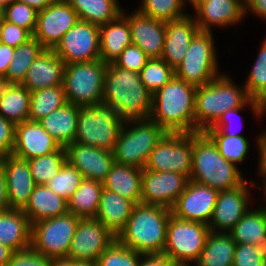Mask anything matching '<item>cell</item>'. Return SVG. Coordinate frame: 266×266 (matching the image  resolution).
Returning <instances> with one entry per match:
<instances>
[{
  "label": "cell",
  "instance_id": "6da1fadb",
  "mask_svg": "<svg viewBox=\"0 0 266 266\" xmlns=\"http://www.w3.org/2000/svg\"><path fill=\"white\" fill-rule=\"evenodd\" d=\"M152 95L139 73L108 63L102 102L113 106L124 121L150 118Z\"/></svg>",
  "mask_w": 266,
  "mask_h": 266
},
{
  "label": "cell",
  "instance_id": "7a4b0ae2",
  "mask_svg": "<svg viewBox=\"0 0 266 266\" xmlns=\"http://www.w3.org/2000/svg\"><path fill=\"white\" fill-rule=\"evenodd\" d=\"M196 88L174 75L152 95L150 118L167 133H195Z\"/></svg>",
  "mask_w": 266,
  "mask_h": 266
},
{
  "label": "cell",
  "instance_id": "3957f363",
  "mask_svg": "<svg viewBox=\"0 0 266 266\" xmlns=\"http://www.w3.org/2000/svg\"><path fill=\"white\" fill-rule=\"evenodd\" d=\"M171 214V209L166 207L136 204L116 239L143 255L163 254Z\"/></svg>",
  "mask_w": 266,
  "mask_h": 266
},
{
  "label": "cell",
  "instance_id": "277c9868",
  "mask_svg": "<svg viewBox=\"0 0 266 266\" xmlns=\"http://www.w3.org/2000/svg\"><path fill=\"white\" fill-rule=\"evenodd\" d=\"M218 191L235 189L246 180L238 167L227 161L205 132L192 133V172L190 179Z\"/></svg>",
  "mask_w": 266,
  "mask_h": 266
},
{
  "label": "cell",
  "instance_id": "5b68a950",
  "mask_svg": "<svg viewBox=\"0 0 266 266\" xmlns=\"http://www.w3.org/2000/svg\"><path fill=\"white\" fill-rule=\"evenodd\" d=\"M250 99L246 88H239L226 75H219L195 92V133L211 128L228 110L242 107Z\"/></svg>",
  "mask_w": 266,
  "mask_h": 266
},
{
  "label": "cell",
  "instance_id": "8992f818",
  "mask_svg": "<svg viewBox=\"0 0 266 266\" xmlns=\"http://www.w3.org/2000/svg\"><path fill=\"white\" fill-rule=\"evenodd\" d=\"M128 124L133 126L127 129ZM166 133L151 118L126 120L112 150L115 163L144 169L149 154Z\"/></svg>",
  "mask_w": 266,
  "mask_h": 266
},
{
  "label": "cell",
  "instance_id": "52a82bcc",
  "mask_svg": "<svg viewBox=\"0 0 266 266\" xmlns=\"http://www.w3.org/2000/svg\"><path fill=\"white\" fill-rule=\"evenodd\" d=\"M124 122L118 111L107 103L79 107L74 142L112 152Z\"/></svg>",
  "mask_w": 266,
  "mask_h": 266
},
{
  "label": "cell",
  "instance_id": "ba28073f",
  "mask_svg": "<svg viewBox=\"0 0 266 266\" xmlns=\"http://www.w3.org/2000/svg\"><path fill=\"white\" fill-rule=\"evenodd\" d=\"M107 65L101 59L65 65L63 87L67 102L79 107L102 102Z\"/></svg>",
  "mask_w": 266,
  "mask_h": 266
},
{
  "label": "cell",
  "instance_id": "9c48e42d",
  "mask_svg": "<svg viewBox=\"0 0 266 266\" xmlns=\"http://www.w3.org/2000/svg\"><path fill=\"white\" fill-rule=\"evenodd\" d=\"M217 62L212 32L199 31L174 69L175 76L195 87L203 86L220 75Z\"/></svg>",
  "mask_w": 266,
  "mask_h": 266
},
{
  "label": "cell",
  "instance_id": "30bf717a",
  "mask_svg": "<svg viewBox=\"0 0 266 266\" xmlns=\"http://www.w3.org/2000/svg\"><path fill=\"white\" fill-rule=\"evenodd\" d=\"M79 219L67 212L32 223L30 247L51 259L67 257Z\"/></svg>",
  "mask_w": 266,
  "mask_h": 266
},
{
  "label": "cell",
  "instance_id": "8fae6325",
  "mask_svg": "<svg viewBox=\"0 0 266 266\" xmlns=\"http://www.w3.org/2000/svg\"><path fill=\"white\" fill-rule=\"evenodd\" d=\"M210 232L208 225L187 221L171 214L163 255L173 261L196 262Z\"/></svg>",
  "mask_w": 266,
  "mask_h": 266
},
{
  "label": "cell",
  "instance_id": "7c38bea8",
  "mask_svg": "<svg viewBox=\"0 0 266 266\" xmlns=\"http://www.w3.org/2000/svg\"><path fill=\"white\" fill-rule=\"evenodd\" d=\"M144 169L176 172L190 179L192 133H166L149 154Z\"/></svg>",
  "mask_w": 266,
  "mask_h": 266
},
{
  "label": "cell",
  "instance_id": "4fadbf2b",
  "mask_svg": "<svg viewBox=\"0 0 266 266\" xmlns=\"http://www.w3.org/2000/svg\"><path fill=\"white\" fill-rule=\"evenodd\" d=\"M53 50L66 65L100 59L99 26L79 20Z\"/></svg>",
  "mask_w": 266,
  "mask_h": 266
},
{
  "label": "cell",
  "instance_id": "5bb4252c",
  "mask_svg": "<svg viewBox=\"0 0 266 266\" xmlns=\"http://www.w3.org/2000/svg\"><path fill=\"white\" fill-rule=\"evenodd\" d=\"M79 21L78 14L67 0H55L38 11L33 37L45 49H54L63 35Z\"/></svg>",
  "mask_w": 266,
  "mask_h": 266
},
{
  "label": "cell",
  "instance_id": "9a60e30c",
  "mask_svg": "<svg viewBox=\"0 0 266 266\" xmlns=\"http://www.w3.org/2000/svg\"><path fill=\"white\" fill-rule=\"evenodd\" d=\"M115 239L96 218H80L67 257L74 261L97 262Z\"/></svg>",
  "mask_w": 266,
  "mask_h": 266
},
{
  "label": "cell",
  "instance_id": "2e32d148",
  "mask_svg": "<svg viewBox=\"0 0 266 266\" xmlns=\"http://www.w3.org/2000/svg\"><path fill=\"white\" fill-rule=\"evenodd\" d=\"M188 181L180 173L142 169L141 203L172 209Z\"/></svg>",
  "mask_w": 266,
  "mask_h": 266
},
{
  "label": "cell",
  "instance_id": "e0dca14e",
  "mask_svg": "<svg viewBox=\"0 0 266 266\" xmlns=\"http://www.w3.org/2000/svg\"><path fill=\"white\" fill-rule=\"evenodd\" d=\"M219 191L189 180L171 209L176 218L209 225Z\"/></svg>",
  "mask_w": 266,
  "mask_h": 266
},
{
  "label": "cell",
  "instance_id": "ac0fdd59",
  "mask_svg": "<svg viewBox=\"0 0 266 266\" xmlns=\"http://www.w3.org/2000/svg\"><path fill=\"white\" fill-rule=\"evenodd\" d=\"M249 187L247 181L235 189L219 191L209 222L210 231L230 233L248 211ZM216 229V230H215Z\"/></svg>",
  "mask_w": 266,
  "mask_h": 266
},
{
  "label": "cell",
  "instance_id": "d6986e66",
  "mask_svg": "<svg viewBox=\"0 0 266 266\" xmlns=\"http://www.w3.org/2000/svg\"><path fill=\"white\" fill-rule=\"evenodd\" d=\"M67 161L78 169L85 179L104 182L115 164L111 151L72 142L66 147Z\"/></svg>",
  "mask_w": 266,
  "mask_h": 266
},
{
  "label": "cell",
  "instance_id": "ffe728a7",
  "mask_svg": "<svg viewBox=\"0 0 266 266\" xmlns=\"http://www.w3.org/2000/svg\"><path fill=\"white\" fill-rule=\"evenodd\" d=\"M8 193L9 209L23 210L36 186L27 160L10 154L0 159Z\"/></svg>",
  "mask_w": 266,
  "mask_h": 266
},
{
  "label": "cell",
  "instance_id": "44dd1931",
  "mask_svg": "<svg viewBox=\"0 0 266 266\" xmlns=\"http://www.w3.org/2000/svg\"><path fill=\"white\" fill-rule=\"evenodd\" d=\"M199 30L211 32V26L225 27L244 18V0H198L192 5Z\"/></svg>",
  "mask_w": 266,
  "mask_h": 266
},
{
  "label": "cell",
  "instance_id": "7402d4cb",
  "mask_svg": "<svg viewBox=\"0 0 266 266\" xmlns=\"http://www.w3.org/2000/svg\"><path fill=\"white\" fill-rule=\"evenodd\" d=\"M129 22L132 44L140 47L149 58H161L166 34V22L151 18L139 10L129 16L121 13Z\"/></svg>",
  "mask_w": 266,
  "mask_h": 266
},
{
  "label": "cell",
  "instance_id": "603a6c76",
  "mask_svg": "<svg viewBox=\"0 0 266 266\" xmlns=\"http://www.w3.org/2000/svg\"><path fill=\"white\" fill-rule=\"evenodd\" d=\"M60 147L38 122L28 120L15 125L12 154L18 158L29 160L50 154Z\"/></svg>",
  "mask_w": 266,
  "mask_h": 266
},
{
  "label": "cell",
  "instance_id": "cb8c5ba5",
  "mask_svg": "<svg viewBox=\"0 0 266 266\" xmlns=\"http://www.w3.org/2000/svg\"><path fill=\"white\" fill-rule=\"evenodd\" d=\"M195 18L189 16L166 22L161 58L175 69L184 59L189 44L199 32Z\"/></svg>",
  "mask_w": 266,
  "mask_h": 266
},
{
  "label": "cell",
  "instance_id": "d4e9b609",
  "mask_svg": "<svg viewBox=\"0 0 266 266\" xmlns=\"http://www.w3.org/2000/svg\"><path fill=\"white\" fill-rule=\"evenodd\" d=\"M65 65L53 49H45L29 67L22 85L30 92L63 85Z\"/></svg>",
  "mask_w": 266,
  "mask_h": 266
},
{
  "label": "cell",
  "instance_id": "484cf974",
  "mask_svg": "<svg viewBox=\"0 0 266 266\" xmlns=\"http://www.w3.org/2000/svg\"><path fill=\"white\" fill-rule=\"evenodd\" d=\"M135 206V203L116 192L103 188L95 218L117 237L125 228Z\"/></svg>",
  "mask_w": 266,
  "mask_h": 266
},
{
  "label": "cell",
  "instance_id": "4316f807",
  "mask_svg": "<svg viewBox=\"0 0 266 266\" xmlns=\"http://www.w3.org/2000/svg\"><path fill=\"white\" fill-rule=\"evenodd\" d=\"M0 243L13 252L31 246V223L22 210L0 212Z\"/></svg>",
  "mask_w": 266,
  "mask_h": 266
},
{
  "label": "cell",
  "instance_id": "83f0119b",
  "mask_svg": "<svg viewBox=\"0 0 266 266\" xmlns=\"http://www.w3.org/2000/svg\"><path fill=\"white\" fill-rule=\"evenodd\" d=\"M22 211L32 224L66 214L68 201L47 188L45 184L36 185Z\"/></svg>",
  "mask_w": 266,
  "mask_h": 266
},
{
  "label": "cell",
  "instance_id": "f1b7e54d",
  "mask_svg": "<svg viewBox=\"0 0 266 266\" xmlns=\"http://www.w3.org/2000/svg\"><path fill=\"white\" fill-rule=\"evenodd\" d=\"M79 106L66 103L54 110L38 123L58 142L62 147L74 142L77 133Z\"/></svg>",
  "mask_w": 266,
  "mask_h": 266
},
{
  "label": "cell",
  "instance_id": "f546056e",
  "mask_svg": "<svg viewBox=\"0 0 266 266\" xmlns=\"http://www.w3.org/2000/svg\"><path fill=\"white\" fill-rule=\"evenodd\" d=\"M100 59L112 63L132 44L128 20L120 14L115 20L100 25Z\"/></svg>",
  "mask_w": 266,
  "mask_h": 266
},
{
  "label": "cell",
  "instance_id": "4dcf8cb0",
  "mask_svg": "<svg viewBox=\"0 0 266 266\" xmlns=\"http://www.w3.org/2000/svg\"><path fill=\"white\" fill-rule=\"evenodd\" d=\"M142 169L115 163L103 187L116 192L135 204L141 203Z\"/></svg>",
  "mask_w": 266,
  "mask_h": 266
},
{
  "label": "cell",
  "instance_id": "1f68e13d",
  "mask_svg": "<svg viewBox=\"0 0 266 266\" xmlns=\"http://www.w3.org/2000/svg\"><path fill=\"white\" fill-rule=\"evenodd\" d=\"M30 91L22 84L4 83L0 90V115L14 125L29 120Z\"/></svg>",
  "mask_w": 266,
  "mask_h": 266
},
{
  "label": "cell",
  "instance_id": "d6a6232c",
  "mask_svg": "<svg viewBox=\"0 0 266 266\" xmlns=\"http://www.w3.org/2000/svg\"><path fill=\"white\" fill-rule=\"evenodd\" d=\"M236 242L230 233L210 231L195 266H232Z\"/></svg>",
  "mask_w": 266,
  "mask_h": 266
},
{
  "label": "cell",
  "instance_id": "836d02e7",
  "mask_svg": "<svg viewBox=\"0 0 266 266\" xmlns=\"http://www.w3.org/2000/svg\"><path fill=\"white\" fill-rule=\"evenodd\" d=\"M237 244H251L266 248V210H248L230 232Z\"/></svg>",
  "mask_w": 266,
  "mask_h": 266
},
{
  "label": "cell",
  "instance_id": "e575fe53",
  "mask_svg": "<svg viewBox=\"0 0 266 266\" xmlns=\"http://www.w3.org/2000/svg\"><path fill=\"white\" fill-rule=\"evenodd\" d=\"M103 188L102 182L84 178L68 200V212L79 218H95Z\"/></svg>",
  "mask_w": 266,
  "mask_h": 266
},
{
  "label": "cell",
  "instance_id": "d590c367",
  "mask_svg": "<svg viewBox=\"0 0 266 266\" xmlns=\"http://www.w3.org/2000/svg\"><path fill=\"white\" fill-rule=\"evenodd\" d=\"M78 14L79 20L103 25L115 20L122 9L117 0H67Z\"/></svg>",
  "mask_w": 266,
  "mask_h": 266
},
{
  "label": "cell",
  "instance_id": "8d00e7d4",
  "mask_svg": "<svg viewBox=\"0 0 266 266\" xmlns=\"http://www.w3.org/2000/svg\"><path fill=\"white\" fill-rule=\"evenodd\" d=\"M44 50L45 48L34 37L16 47L13 54L14 58L9 64L3 82L7 84H22L29 67Z\"/></svg>",
  "mask_w": 266,
  "mask_h": 266
},
{
  "label": "cell",
  "instance_id": "74e56055",
  "mask_svg": "<svg viewBox=\"0 0 266 266\" xmlns=\"http://www.w3.org/2000/svg\"><path fill=\"white\" fill-rule=\"evenodd\" d=\"M67 102L63 85L30 92L29 121L38 122Z\"/></svg>",
  "mask_w": 266,
  "mask_h": 266
},
{
  "label": "cell",
  "instance_id": "f35d334b",
  "mask_svg": "<svg viewBox=\"0 0 266 266\" xmlns=\"http://www.w3.org/2000/svg\"><path fill=\"white\" fill-rule=\"evenodd\" d=\"M67 161L65 147L43 156L27 160L30 172L36 185L46 184Z\"/></svg>",
  "mask_w": 266,
  "mask_h": 266
},
{
  "label": "cell",
  "instance_id": "ab89813d",
  "mask_svg": "<svg viewBox=\"0 0 266 266\" xmlns=\"http://www.w3.org/2000/svg\"><path fill=\"white\" fill-rule=\"evenodd\" d=\"M139 74L143 85L154 94L174 77L175 71L162 58H150Z\"/></svg>",
  "mask_w": 266,
  "mask_h": 266
},
{
  "label": "cell",
  "instance_id": "60d3db41",
  "mask_svg": "<svg viewBox=\"0 0 266 266\" xmlns=\"http://www.w3.org/2000/svg\"><path fill=\"white\" fill-rule=\"evenodd\" d=\"M83 179L82 173L66 161L59 172L51 177L45 186L68 201L79 188Z\"/></svg>",
  "mask_w": 266,
  "mask_h": 266
},
{
  "label": "cell",
  "instance_id": "b9f144b4",
  "mask_svg": "<svg viewBox=\"0 0 266 266\" xmlns=\"http://www.w3.org/2000/svg\"><path fill=\"white\" fill-rule=\"evenodd\" d=\"M184 4V0H142L138 10L151 18L168 22L187 15L182 9Z\"/></svg>",
  "mask_w": 266,
  "mask_h": 266
},
{
  "label": "cell",
  "instance_id": "7bdbcfd3",
  "mask_svg": "<svg viewBox=\"0 0 266 266\" xmlns=\"http://www.w3.org/2000/svg\"><path fill=\"white\" fill-rule=\"evenodd\" d=\"M143 254L115 239L99 256L97 266H138Z\"/></svg>",
  "mask_w": 266,
  "mask_h": 266
},
{
  "label": "cell",
  "instance_id": "ee69618b",
  "mask_svg": "<svg viewBox=\"0 0 266 266\" xmlns=\"http://www.w3.org/2000/svg\"><path fill=\"white\" fill-rule=\"evenodd\" d=\"M217 145L220 154L229 162L237 165L243 162L249 150V141L242 135H208Z\"/></svg>",
  "mask_w": 266,
  "mask_h": 266
},
{
  "label": "cell",
  "instance_id": "f6af8a7d",
  "mask_svg": "<svg viewBox=\"0 0 266 266\" xmlns=\"http://www.w3.org/2000/svg\"><path fill=\"white\" fill-rule=\"evenodd\" d=\"M38 11L19 1H14L2 10V18L5 21L27 29L32 35L37 25Z\"/></svg>",
  "mask_w": 266,
  "mask_h": 266
},
{
  "label": "cell",
  "instance_id": "bcb514c9",
  "mask_svg": "<svg viewBox=\"0 0 266 266\" xmlns=\"http://www.w3.org/2000/svg\"><path fill=\"white\" fill-rule=\"evenodd\" d=\"M244 85L251 99L256 100L266 91V37Z\"/></svg>",
  "mask_w": 266,
  "mask_h": 266
},
{
  "label": "cell",
  "instance_id": "7dc6e473",
  "mask_svg": "<svg viewBox=\"0 0 266 266\" xmlns=\"http://www.w3.org/2000/svg\"><path fill=\"white\" fill-rule=\"evenodd\" d=\"M232 266H266V248L236 243Z\"/></svg>",
  "mask_w": 266,
  "mask_h": 266
},
{
  "label": "cell",
  "instance_id": "c3c4849f",
  "mask_svg": "<svg viewBox=\"0 0 266 266\" xmlns=\"http://www.w3.org/2000/svg\"><path fill=\"white\" fill-rule=\"evenodd\" d=\"M149 59L140 47L131 44L112 63L117 67L140 73Z\"/></svg>",
  "mask_w": 266,
  "mask_h": 266
},
{
  "label": "cell",
  "instance_id": "681fc988",
  "mask_svg": "<svg viewBox=\"0 0 266 266\" xmlns=\"http://www.w3.org/2000/svg\"><path fill=\"white\" fill-rule=\"evenodd\" d=\"M249 104L251 105L250 107H251V109H253L254 114L258 115L257 101L255 99L250 98L242 107L231 109V110H228L225 113H223L219 117L217 122L211 128H208L205 131V133L207 135L239 136V134L237 132H234L231 129L233 126L232 127L230 126L232 124L231 122H229V120L231 119L230 116L233 117L235 115H238L237 113L242 111L243 109H245V107L249 106ZM230 129H231V131H230Z\"/></svg>",
  "mask_w": 266,
  "mask_h": 266
},
{
  "label": "cell",
  "instance_id": "f907efd6",
  "mask_svg": "<svg viewBox=\"0 0 266 266\" xmlns=\"http://www.w3.org/2000/svg\"><path fill=\"white\" fill-rule=\"evenodd\" d=\"M33 35L25 28L1 18L0 42L11 47H18L31 39Z\"/></svg>",
  "mask_w": 266,
  "mask_h": 266
},
{
  "label": "cell",
  "instance_id": "816d5d0a",
  "mask_svg": "<svg viewBox=\"0 0 266 266\" xmlns=\"http://www.w3.org/2000/svg\"><path fill=\"white\" fill-rule=\"evenodd\" d=\"M51 258L37 253L31 247L12 252L6 266H50Z\"/></svg>",
  "mask_w": 266,
  "mask_h": 266
},
{
  "label": "cell",
  "instance_id": "f5cc1de1",
  "mask_svg": "<svg viewBox=\"0 0 266 266\" xmlns=\"http://www.w3.org/2000/svg\"><path fill=\"white\" fill-rule=\"evenodd\" d=\"M15 125L0 115V159L13 153Z\"/></svg>",
  "mask_w": 266,
  "mask_h": 266
},
{
  "label": "cell",
  "instance_id": "db71d44e",
  "mask_svg": "<svg viewBox=\"0 0 266 266\" xmlns=\"http://www.w3.org/2000/svg\"><path fill=\"white\" fill-rule=\"evenodd\" d=\"M15 48L0 42V77L6 76L9 64L14 58Z\"/></svg>",
  "mask_w": 266,
  "mask_h": 266
},
{
  "label": "cell",
  "instance_id": "11a10c76",
  "mask_svg": "<svg viewBox=\"0 0 266 266\" xmlns=\"http://www.w3.org/2000/svg\"><path fill=\"white\" fill-rule=\"evenodd\" d=\"M138 266H171V259L163 254L142 255Z\"/></svg>",
  "mask_w": 266,
  "mask_h": 266
},
{
  "label": "cell",
  "instance_id": "9f6ffc18",
  "mask_svg": "<svg viewBox=\"0 0 266 266\" xmlns=\"http://www.w3.org/2000/svg\"><path fill=\"white\" fill-rule=\"evenodd\" d=\"M245 2V14L246 10L251 11L254 15L260 16L262 19H266V0H244Z\"/></svg>",
  "mask_w": 266,
  "mask_h": 266
},
{
  "label": "cell",
  "instance_id": "6f0895ef",
  "mask_svg": "<svg viewBox=\"0 0 266 266\" xmlns=\"http://www.w3.org/2000/svg\"><path fill=\"white\" fill-rule=\"evenodd\" d=\"M257 144L260 154L259 160V172L260 176H266V132H263L257 137Z\"/></svg>",
  "mask_w": 266,
  "mask_h": 266
},
{
  "label": "cell",
  "instance_id": "680465c9",
  "mask_svg": "<svg viewBox=\"0 0 266 266\" xmlns=\"http://www.w3.org/2000/svg\"><path fill=\"white\" fill-rule=\"evenodd\" d=\"M9 209L6 178L0 165V212Z\"/></svg>",
  "mask_w": 266,
  "mask_h": 266
},
{
  "label": "cell",
  "instance_id": "91938a15",
  "mask_svg": "<svg viewBox=\"0 0 266 266\" xmlns=\"http://www.w3.org/2000/svg\"><path fill=\"white\" fill-rule=\"evenodd\" d=\"M35 8L37 11L45 9L55 0H16Z\"/></svg>",
  "mask_w": 266,
  "mask_h": 266
},
{
  "label": "cell",
  "instance_id": "94428289",
  "mask_svg": "<svg viewBox=\"0 0 266 266\" xmlns=\"http://www.w3.org/2000/svg\"><path fill=\"white\" fill-rule=\"evenodd\" d=\"M12 250L0 243V266H6L12 254Z\"/></svg>",
  "mask_w": 266,
  "mask_h": 266
},
{
  "label": "cell",
  "instance_id": "6125c7cd",
  "mask_svg": "<svg viewBox=\"0 0 266 266\" xmlns=\"http://www.w3.org/2000/svg\"><path fill=\"white\" fill-rule=\"evenodd\" d=\"M50 266H73V260L68 257L52 258Z\"/></svg>",
  "mask_w": 266,
  "mask_h": 266
},
{
  "label": "cell",
  "instance_id": "be15d7a7",
  "mask_svg": "<svg viewBox=\"0 0 266 266\" xmlns=\"http://www.w3.org/2000/svg\"><path fill=\"white\" fill-rule=\"evenodd\" d=\"M257 109H258V117L264 115L266 111V91L259 96L257 99Z\"/></svg>",
  "mask_w": 266,
  "mask_h": 266
},
{
  "label": "cell",
  "instance_id": "e7e4bbea",
  "mask_svg": "<svg viewBox=\"0 0 266 266\" xmlns=\"http://www.w3.org/2000/svg\"><path fill=\"white\" fill-rule=\"evenodd\" d=\"M73 266H97V262L73 260Z\"/></svg>",
  "mask_w": 266,
  "mask_h": 266
},
{
  "label": "cell",
  "instance_id": "03108f58",
  "mask_svg": "<svg viewBox=\"0 0 266 266\" xmlns=\"http://www.w3.org/2000/svg\"><path fill=\"white\" fill-rule=\"evenodd\" d=\"M190 262H183V261H173L171 260V266H191Z\"/></svg>",
  "mask_w": 266,
  "mask_h": 266
},
{
  "label": "cell",
  "instance_id": "003e7915",
  "mask_svg": "<svg viewBox=\"0 0 266 266\" xmlns=\"http://www.w3.org/2000/svg\"><path fill=\"white\" fill-rule=\"evenodd\" d=\"M16 0H0V8L3 10L5 7L9 6Z\"/></svg>",
  "mask_w": 266,
  "mask_h": 266
},
{
  "label": "cell",
  "instance_id": "a7ac6f4b",
  "mask_svg": "<svg viewBox=\"0 0 266 266\" xmlns=\"http://www.w3.org/2000/svg\"><path fill=\"white\" fill-rule=\"evenodd\" d=\"M261 177H263L262 179H263V183L265 185V186H263L264 191H265L264 195H266V176H261ZM264 177H265V179H264ZM265 210H266V207H265Z\"/></svg>",
  "mask_w": 266,
  "mask_h": 266
},
{
  "label": "cell",
  "instance_id": "89a4df30",
  "mask_svg": "<svg viewBox=\"0 0 266 266\" xmlns=\"http://www.w3.org/2000/svg\"><path fill=\"white\" fill-rule=\"evenodd\" d=\"M185 3L188 1L189 3H191L192 5L195 4L198 0H184Z\"/></svg>",
  "mask_w": 266,
  "mask_h": 266
},
{
  "label": "cell",
  "instance_id": "2644e50d",
  "mask_svg": "<svg viewBox=\"0 0 266 266\" xmlns=\"http://www.w3.org/2000/svg\"><path fill=\"white\" fill-rule=\"evenodd\" d=\"M3 84H4L3 79L0 77V90Z\"/></svg>",
  "mask_w": 266,
  "mask_h": 266
},
{
  "label": "cell",
  "instance_id": "8c879c8a",
  "mask_svg": "<svg viewBox=\"0 0 266 266\" xmlns=\"http://www.w3.org/2000/svg\"><path fill=\"white\" fill-rule=\"evenodd\" d=\"M2 18V9L0 8V19Z\"/></svg>",
  "mask_w": 266,
  "mask_h": 266
}]
</instances>
